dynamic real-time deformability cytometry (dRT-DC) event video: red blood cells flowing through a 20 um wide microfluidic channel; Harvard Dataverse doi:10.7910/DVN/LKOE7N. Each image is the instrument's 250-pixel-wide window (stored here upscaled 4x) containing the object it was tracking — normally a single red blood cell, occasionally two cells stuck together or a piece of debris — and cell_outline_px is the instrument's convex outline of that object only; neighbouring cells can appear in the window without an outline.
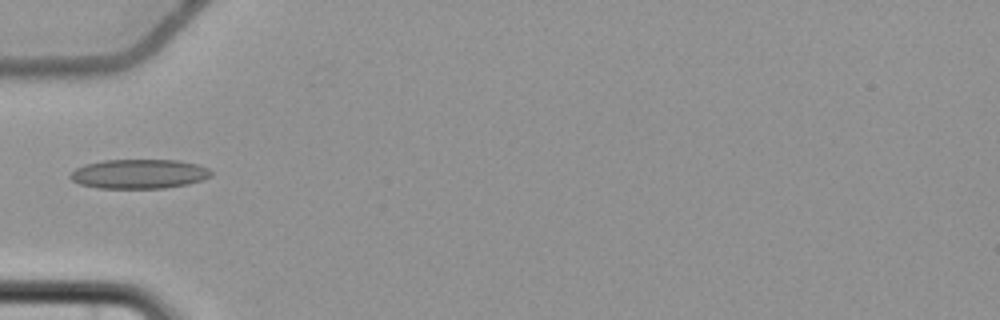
{"species": "common noctule bat (a hibernating species)", "species_latin": "Nyctalus noctula", "temperature_condition": "cold", "stored_images_in_passage": 5, "camera_frame_rate_fps": 3000, "um_per_image_px": 0.085, "animal": {"sex": "female", "body_mass_g": 22.7, "forearm_length_mm": 54.2}, "frame": {"image": 1, "passage_image": 5, "time_ms": 6.0, "image_size_px": [1000, 320], "cell_outline_px": [[212, 176], [188, 184], [164, 188], [96, 188], [80, 184], [72, 180], [68, 176], [76, 168], [84, 164], [104, 160], [180, 160], [196, 164], [208, 168], [212, 172]], "centroid_in_image_um": [11.81, 14.78], "position_along_channel_um": 73.2, "area_um2": 24.16}}